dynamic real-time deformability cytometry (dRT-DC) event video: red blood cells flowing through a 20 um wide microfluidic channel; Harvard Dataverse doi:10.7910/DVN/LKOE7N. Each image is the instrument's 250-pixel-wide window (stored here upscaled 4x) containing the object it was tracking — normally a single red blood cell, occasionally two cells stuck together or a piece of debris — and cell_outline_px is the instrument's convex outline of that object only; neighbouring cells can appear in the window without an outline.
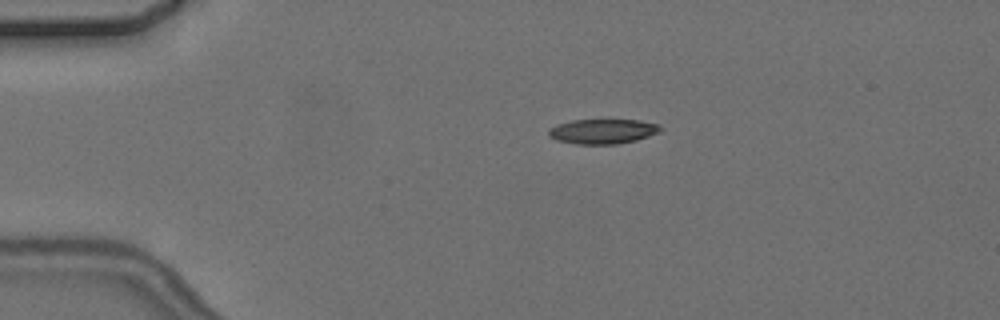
{"species": "common noctule bat (a hibernating species)", "species_latin": "Nyctalus noctula", "temperature_condition": "cold", "stored_images_in_passage": 5, "camera_frame_rate_fps": 3000, "um_per_image_px": 0.085, "animal": {"sex": "female", "body_mass_g": 24.6, "forearm_length_mm": 56.2}, "frame": {"image": 1, "passage_image": 1, "time_ms": 0.0, "image_size_px": [1000, 320], "cell_outline_px": [[664, 128], [660, 132], [636, 140], [616, 144], [576, 144], [556, 140], [548, 136], [548, 128], [556, 124], [572, 120], [640, 120], [660, 124]], "centroid_in_image_um": [51.23, 11.16], "position_along_channel_um": 33.8, "area_um2": 16.36}}
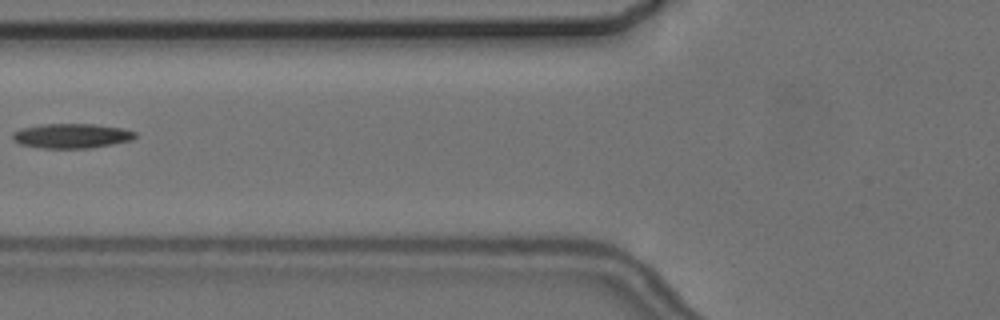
{"frame": {"image": 2, "passage_image": 4, "time_ms": 3.667, "image_size_px": [1000, 320], "cell_outline_px": [[136, 136], [132, 140], [112, 144], [88, 148], [40, 148], [20, 144], [12, 140], [12, 132], [20, 128], [40, 124], [92, 124], [120, 128], [136, 132]], "centroid_in_image_um": [6.02, 11.55], "position_along_channel_um": 119.8, "area_um2": 17.63}}
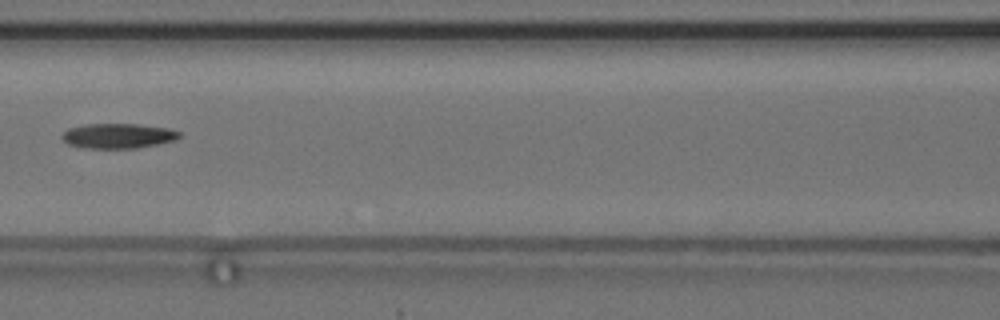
{"frame": {"image": 3, "passage_image": 5, "time_ms": 4.667, "image_size_px": [1000, 320], "cell_outline_px": [[180, 136], [176, 140], [136, 148], [84, 148], [68, 144], [60, 136], [68, 128], [84, 124], [140, 124], [168, 128], [180, 132]], "centroid_in_image_um": [10.02, 11.54], "position_along_channel_um": 156.6, "area_um2": 17.05}}